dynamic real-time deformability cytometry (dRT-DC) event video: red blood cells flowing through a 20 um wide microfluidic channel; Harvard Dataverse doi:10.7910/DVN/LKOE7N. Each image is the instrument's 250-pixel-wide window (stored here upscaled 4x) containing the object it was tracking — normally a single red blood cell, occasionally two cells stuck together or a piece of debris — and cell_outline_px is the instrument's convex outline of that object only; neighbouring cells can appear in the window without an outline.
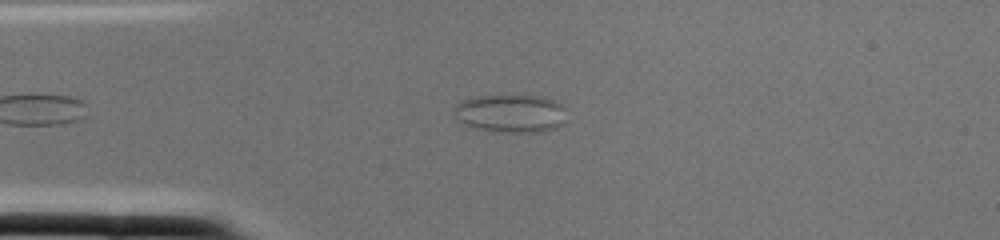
{"species": "common noctule bat (a hibernating species)", "species_latin": "Nyctalus noctula", "temperature_condition": "cold", "stored_images_in_passage": 1, "camera_frame_rate_fps": 3000, "um_per_image_px": 0.085, "animal": {"sex": "female", "body_mass_g": 22.0, "forearm_length_mm": 56.7}, "frame": {"image": 1, "passage_image": 1, "time_ms": 0.0, "image_size_px": [1000, 240], "cell_outline_px": [[564, 120], [556, 128], [536, 132], [508, 132], [476, 128], [464, 124], [456, 120], [452, 104], [460, 100], [472, 96], [536, 96], [552, 100], [560, 104], [564, 108]], "centroid_in_image_um": [43.31, 9.63], "position_along_channel_um": 41.7, "area_um2": 24.85}}